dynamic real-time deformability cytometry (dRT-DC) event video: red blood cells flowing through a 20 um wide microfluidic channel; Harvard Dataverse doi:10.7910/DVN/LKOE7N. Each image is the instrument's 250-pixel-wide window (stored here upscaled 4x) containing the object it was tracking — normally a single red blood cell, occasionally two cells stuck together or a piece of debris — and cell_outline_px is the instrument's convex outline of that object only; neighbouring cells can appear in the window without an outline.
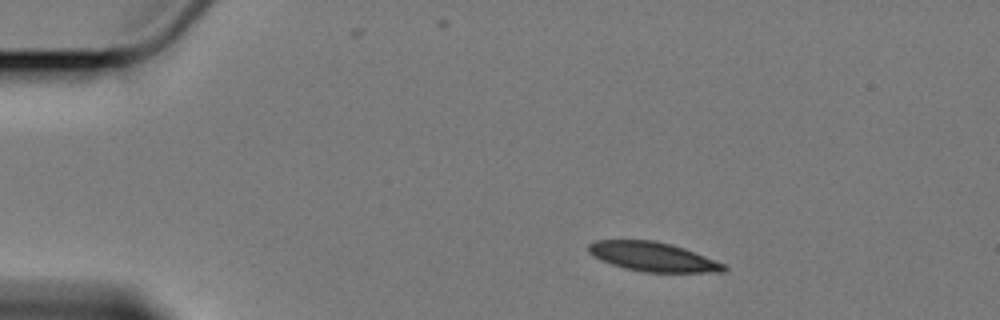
{"species": "Egyptian fruit bat (a non-hibernating species)", "species_latin": "Rousettus aegyptiacus", "temperature_condition": "cold", "stored_images_in_passage": 3, "camera_frame_rate_fps": 3000, "um_per_image_px": 0.085, "animal": {"sex": "female"}, "frame": {"image": 1, "passage_image": 1, "time_ms": 0.0, "image_size_px": [1000, 320], "cell_outline_px": [[728, 268], [724, 272], [644, 272], [624, 268], [600, 260], [592, 256], [588, 252], [588, 244], [596, 240], [652, 240], [672, 244], [684, 248], [724, 264]], "centroid_in_image_um": [55.46, 21.82], "position_along_channel_um": 29.5, "area_um2": 23.0}}